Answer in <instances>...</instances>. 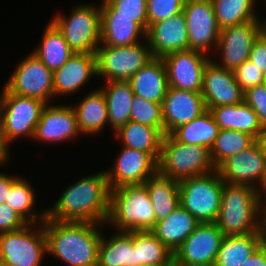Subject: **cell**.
<instances>
[{"instance_id":"cell-1","label":"cell","mask_w":266,"mask_h":266,"mask_svg":"<svg viewBox=\"0 0 266 266\" xmlns=\"http://www.w3.org/2000/svg\"><path fill=\"white\" fill-rule=\"evenodd\" d=\"M110 192L105 170L75 181L49 209L46 217L61 222L106 224L110 208Z\"/></svg>"},{"instance_id":"cell-2","label":"cell","mask_w":266,"mask_h":266,"mask_svg":"<svg viewBox=\"0 0 266 266\" xmlns=\"http://www.w3.org/2000/svg\"><path fill=\"white\" fill-rule=\"evenodd\" d=\"M104 224L61 222L46 217L44 230L48 255L68 266H97L98 249Z\"/></svg>"},{"instance_id":"cell-3","label":"cell","mask_w":266,"mask_h":266,"mask_svg":"<svg viewBox=\"0 0 266 266\" xmlns=\"http://www.w3.org/2000/svg\"><path fill=\"white\" fill-rule=\"evenodd\" d=\"M107 224L117 231H147L154 227V208L145 184L111 189Z\"/></svg>"},{"instance_id":"cell-4","label":"cell","mask_w":266,"mask_h":266,"mask_svg":"<svg viewBox=\"0 0 266 266\" xmlns=\"http://www.w3.org/2000/svg\"><path fill=\"white\" fill-rule=\"evenodd\" d=\"M260 202L257 189L224 183L215 223L225 236L257 233Z\"/></svg>"},{"instance_id":"cell-5","label":"cell","mask_w":266,"mask_h":266,"mask_svg":"<svg viewBox=\"0 0 266 266\" xmlns=\"http://www.w3.org/2000/svg\"><path fill=\"white\" fill-rule=\"evenodd\" d=\"M216 170L205 146L187 145L164 135L158 160V173L177 182Z\"/></svg>"},{"instance_id":"cell-6","label":"cell","mask_w":266,"mask_h":266,"mask_svg":"<svg viewBox=\"0 0 266 266\" xmlns=\"http://www.w3.org/2000/svg\"><path fill=\"white\" fill-rule=\"evenodd\" d=\"M224 183L217 170L181 180L179 204L199 223L216 222Z\"/></svg>"},{"instance_id":"cell-7","label":"cell","mask_w":266,"mask_h":266,"mask_svg":"<svg viewBox=\"0 0 266 266\" xmlns=\"http://www.w3.org/2000/svg\"><path fill=\"white\" fill-rule=\"evenodd\" d=\"M92 4H78L70 15L57 14L51 19L74 53H96L100 45L101 11Z\"/></svg>"},{"instance_id":"cell-8","label":"cell","mask_w":266,"mask_h":266,"mask_svg":"<svg viewBox=\"0 0 266 266\" xmlns=\"http://www.w3.org/2000/svg\"><path fill=\"white\" fill-rule=\"evenodd\" d=\"M45 254L48 251L44 222L0 234V260L7 266H41Z\"/></svg>"},{"instance_id":"cell-9","label":"cell","mask_w":266,"mask_h":266,"mask_svg":"<svg viewBox=\"0 0 266 266\" xmlns=\"http://www.w3.org/2000/svg\"><path fill=\"white\" fill-rule=\"evenodd\" d=\"M144 41L123 47L99 45L96 50L97 76L105 81H128L154 58L147 40Z\"/></svg>"},{"instance_id":"cell-10","label":"cell","mask_w":266,"mask_h":266,"mask_svg":"<svg viewBox=\"0 0 266 266\" xmlns=\"http://www.w3.org/2000/svg\"><path fill=\"white\" fill-rule=\"evenodd\" d=\"M7 140L11 143L20 137L33 138L46 103L31 97L9 92L5 87L0 94Z\"/></svg>"},{"instance_id":"cell-11","label":"cell","mask_w":266,"mask_h":266,"mask_svg":"<svg viewBox=\"0 0 266 266\" xmlns=\"http://www.w3.org/2000/svg\"><path fill=\"white\" fill-rule=\"evenodd\" d=\"M29 54L19 62L4 87L11 93L48 104L54 99L53 71L32 52Z\"/></svg>"},{"instance_id":"cell-12","label":"cell","mask_w":266,"mask_h":266,"mask_svg":"<svg viewBox=\"0 0 266 266\" xmlns=\"http://www.w3.org/2000/svg\"><path fill=\"white\" fill-rule=\"evenodd\" d=\"M265 29L266 19L263 18L220 29L218 45L214 49L216 53L221 51L218 65L234 71L249 59L254 41Z\"/></svg>"},{"instance_id":"cell-13","label":"cell","mask_w":266,"mask_h":266,"mask_svg":"<svg viewBox=\"0 0 266 266\" xmlns=\"http://www.w3.org/2000/svg\"><path fill=\"white\" fill-rule=\"evenodd\" d=\"M224 237L215 222L199 223L174 252V266H213Z\"/></svg>"},{"instance_id":"cell-14","label":"cell","mask_w":266,"mask_h":266,"mask_svg":"<svg viewBox=\"0 0 266 266\" xmlns=\"http://www.w3.org/2000/svg\"><path fill=\"white\" fill-rule=\"evenodd\" d=\"M183 13L189 49L209 56V52L217 48L220 35L211 0H185Z\"/></svg>"},{"instance_id":"cell-15","label":"cell","mask_w":266,"mask_h":266,"mask_svg":"<svg viewBox=\"0 0 266 266\" xmlns=\"http://www.w3.org/2000/svg\"><path fill=\"white\" fill-rule=\"evenodd\" d=\"M265 161L264 148L261 142L256 140L247 149L224 160L216 170L225 183L257 189L264 174Z\"/></svg>"},{"instance_id":"cell-16","label":"cell","mask_w":266,"mask_h":266,"mask_svg":"<svg viewBox=\"0 0 266 266\" xmlns=\"http://www.w3.org/2000/svg\"><path fill=\"white\" fill-rule=\"evenodd\" d=\"M167 71L168 86L180 90L201 92L203 71L208 55L195 50H182L162 57Z\"/></svg>"},{"instance_id":"cell-17","label":"cell","mask_w":266,"mask_h":266,"mask_svg":"<svg viewBox=\"0 0 266 266\" xmlns=\"http://www.w3.org/2000/svg\"><path fill=\"white\" fill-rule=\"evenodd\" d=\"M201 94L207 110L244 101V91L235 80L233 71L218 65L213 59L204 68Z\"/></svg>"},{"instance_id":"cell-18","label":"cell","mask_w":266,"mask_h":266,"mask_svg":"<svg viewBox=\"0 0 266 266\" xmlns=\"http://www.w3.org/2000/svg\"><path fill=\"white\" fill-rule=\"evenodd\" d=\"M118 157L113 169L105 171L110 189L144 184L158 172V162L149 153L122 146Z\"/></svg>"},{"instance_id":"cell-19","label":"cell","mask_w":266,"mask_h":266,"mask_svg":"<svg viewBox=\"0 0 266 266\" xmlns=\"http://www.w3.org/2000/svg\"><path fill=\"white\" fill-rule=\"evenodd\" d=\"M206 110L201 92L168 87L162 101L164 134L170 135L176 128L189 123Z\"/></svg>"},{"instance_id":"cell-20","label":"cell","mask_w":266,"mask_h":266,"mask_svg":"<svg viewBox=\"0 0 266 266\" xmlns=\"http://www.w3.org/2000/svg\"><path fill=\"white\" fill-rule=\"evenodd\" d=\"M80 134L76 114L71 105L51 106V103H48L41 112L32 139L54 144L66 140L72 141Z\"/></svg>"},{"instance_id":"cell-21","label":"cell","mask_w":266,"mask_h":266,"mask_svg":"<svg viewBox=\"0 0 266 266\" xmlns=\"http://www.w3.org/2000/svg\"><path fill=\"white\" fill-rule=\"evenodd\" d=\"M146 40L153 57L162 58L171 52L188 50L189 39L184 13L149 25Z\"/></svg>"},{"instance_id":"cell-22","label":"cell","mask_w":266,"mask_h":266,"mask_svg":"<svg viewBox=\"0 0 266 266\" xmlns=\"http://www.w3.org/2000/svg\"><path fill=\"white\" fill-rule=\"evenodd\" d=\"M94 75L97 76L96 53H74L53 71L54 97L77 92Z\"/></svg>"},{"instance_id":"cell-23","label":"cell","mask_w":266,"mask_h":266,"mask_svg":"<svg viewBox=\"0 0 266 266\" xmlns=\"http://www.w3.org/2000/svg\"><path fill=\"white\" fill-rule=\"evenodd\" d=\"M101 11V41L100 45L130 46L146 39V31L132 17L117 15L105 0H102ZM141 36V37H140ZM140 38V39H139Z\"/></svg>"},{"instance_id":"cell-24","label":"cell","mask_w":266,"mask_h":266,"mask_svg":"<svg viewBox=\"0 0 266 266\" xmlns=\"http://www.w3.org/2000/svg\"><path fill=\"white\" fill-rule=\"evenodd\" d=\"M128 82L136 96L144 100L161 103L166 96L168 79L162 58L154 57L140 68Z\"/></svg>"},{"instance_id":"cell-25","label":"cell","mask_w":266,"mask_h":266,"mask_svg":"<svg viewBox=\"0 0 266 266\" xmlns=\"http://www.w3.org/2000/svg\"><path fill=\"white\" fill-rule=\"evenodd\" d=\"M198 224L196 218L179 205L167 218L157 221L150 231L174 254Z\"/></svg>"},{"instance_id":"cell-26","label":"cell","mask_w":266,"mask_h":266,"mask_svg":"<svg viewBox=\"0 0 266 266\" xmlns=\"http://www.w3.org/2000/svg\"><path fill=\"white\" fill-rule=\"evenodd\" d=\"M219 129L236 130L252 135L259 140L263 132L256 112L244 101L237 105L210 108Z\"/></svg>"},{"instance_id":"cell-27","label":"cell","mask_w":266,"mask_h":266,"mask_svg":"<svg viewBox=\"0 0 266 266\" xmlns=\"http://www.w3.org/2000/svg\"><path fill=\"white\" fill-rule=\"evenodd\" d=\"M98 88L82 98L78 105H72L81 135L97 134L109 125L106 98Z\"/></svg>"},{"instance_id":"cell-28","label":"cell","mask_w":266,"mask_h":266,"mask_svg":"<svg viewBox=\"0 0 266 266\" xmlns=\"http://www.w3.org/2000/svg\"><path fill=\"white\" fill-rule=\"evenodd\" d=\"M122 146L149 153L157 162L161 153L164 133L155 127L130 120L114 132Z\"/></svg>"},{"instance_id":"cell-29","label":"cell","mask_w":266,"mask_h":266,"mask_svg":"<svg viewBox=\"0 0 266 266\" xmlns=\"http://www.w3.org/2000/svg\"><path fill=\"white\" fill-rule=\"evenodd\" d=\"M97 266H136L133 231H116L108 238L102 233Z\"/></svg>"},{"instance_id":"cell-30","label":"cell","mask_w":266,"mask_h":266,"mask_svg":"<svg viewBox=\"0 0 266 266\" xmlns=\"http://www.w3.org/2000/svg\"><path fill=\"white\" fill-rule=\"evenodd\" d=\"M107 82V83H106ZM101 87L108 108V121L113 132L130 121L133 89L128 81H105Z\"/></svg>"},{"instance_id":"cell-31","label":"cell","mask_w":266,"mask_h":266,"mask_svg":"<svg viewBox=\"0 0 266 266\" xmlns=\"http://www.w3.org/2000/svg\"><path fill=\"white\" fill-rule=\"evenodd\" d=\"M144 184L154 208L155 223L167 218L180 205L177 181L157 172Z\"/></svg>"},{"instance_id":"cell-32","label":"cell","mask_w":266,"mask_h":266,"mask_svg":"<svg viewBox=\"0 0 266 266\" xmlns=\"http://www.w3.org/2000/svg\"><path fill=\"white\" fill-rule=\"evenodd\" d=\"M42 37L40 45L33 49L32 53L50 70L55 71L61 68L74 52L68 46L61 31L51 20Z\"/></svg>"},{"instance_id":"cell-33","label":"cell","mask_w":266,"mask_h":266,"mask_svg":"<svg viewBox=\"0 0 266 266\" xmlns=\"http://www.w3.org/2000/svg\"><path fill=\"white\" fill-rule=\"evenodd\" d=\"M261 245L257 233L225 236L214 265L242 266Z\"/></svg>"},{"instance_id":"cell-34","label":"cell","mask_w":266,"mask_h":266,"mask_svg":"<svg viewBox=\"0 0 266 266\" xmlns=\"http://www.w3.org/2000/svg\"><path fill=\"white\" fill-rule=\"evenodd\" d=\"M136 266H174V254L150 231H133Z\"/></svg>"},{"instance_id":"cell-35","label":"cell","mask_w":266,"mask_h":266,"mask_svg":"<svg viewBox=\"0 0 266 266\" xmlns=\"http://www.w3.org/2000/svg\"><path fill=\"white\" fill-rule=\"evenodd\" d=\"M219 126L209 110L187 124L176 128L170 135L178 142L187 145L213 146Z\"/></svg>"},{"instance_id":"cell-36","label":"cell","mask_w":266,"mask_h":266,"mask_svg":"<svg viewBox=\"0 0 266 266\" xmlns=\"http://www.w3.org/2000/svg\"><path fill=\"white\" fill-rule=\"evenodd\" d=\"M220 29L257 20L256 0H211Z\"/></svg>"},{"instance_id":"cell-37","label":"cell","mask_w":266,"mask_h":266,"mask_svg":"<svg viewBox=\"0 0 266 266\" xmlns=\"http://www.w3.org/2000/svg\"><path fill=\"white\" fill-rule=\"evenodd\" d=\"M34 193L32 185L20 176L11 186V191L6 201L28 224L42 223L46 220V209L41 211L42 213L33 209L36 202Z\"/></svg>"},{"instance_id":"cell-38","label":"cell","mask_w":266,"mask_h":266,"mask_svg":"<svg viewBox=\"0 0 266 266\" xmlns=\"http://www.w3.org/2000/svg\"><path fill=\"white\" fill-rule=\"evenodd\" d=\"M256 139L245 132L219 129L218 135L210 149L212 162L217 168L228 157L250 147Z\"/></svg>"},{"instance_id":"cell-39","label":"cell","mask_w":266,"mask_h":266,"mask_svg":"<svg viewBox=\"0 0 266 266\" xmlns=\"http://www.w3.org/2000/svg\"><path fill=\"white\" fill-rule=\"evenodd\" d=\"M130 120L150 127L159 128L164 133L162 104L134 95L131 104Z\"/></svg>"},{"instance_id":"cell-40","label":"cell","mask_w":266,"mask_h":266,"mask_svg":"<svg viewBox=\"0 0 266 266\" xmlns=\"http://www.w3.org/2000/svg\"><path fill=\"white\" fill-rule=\"evenodd\" d=\"M117 15L132 17L145 31L148 29L147 0H105Z\"/></svg>"},{"instance_id":"cell-41","label":"cell","mask_w":266,"mask_h":266,"mask_svg":"<svg viewBox=\"0 0 266 266\" xmlns=\"http://www.w3.org/2000/svg\"><path fill=\"white\" fill-rule=\"evenodd\" d=\"M184 3L185 0H147L148 26L183 12Z\"/></svg>"},{"instance_id":"cell-42","label":"cell","mask_w":266,"mask_h":266,"mask_svg":"<svg viewBox=\"0 0 266 266\" xmlns=\"http://www.w3.org/2000/svg\"><path fill=\"white\" fill-rule=\"evenodd\" d=\"M235 80L243 91L264 84L265 74L249 59L238 66L234 71Z\"/></svg>"},{"instance_id":"cell-43","label":"cell","mask_w":266,"mask_h":266,"mask_svg":"<svg viewBox=\"0 0 266 266\" xmlns=\"http://www.w3.org/2000/svg\"><path fill=\"white\" fill-rule=\"evenodd\" d=\"M244 102L257 114L263 130L266 129V87L264 84L244 91Z\"/></svg>"},{"instance_id":"cell-44","label":"cell","mask_w":266,"mask_h":266,"mask_svg":"<svg viewBox=\"0 0 266 266\" xmlns=\"http://www.w3.org/2000/svg\"><path fill=\"white\" fill-rule=\"evenodd\" d=\"M27 224L7 203L0 204V234L22 229Z\"/></svg>"},{"instance_id":"cell-45","label":"cell","mask_w":266,"mask_h":266,"mask_svg":"<svg viewBox=\"0 0 266 266\" xmlns=\"http://www.w3.org/2000/svg\"><path fill=\"white\" fill-rule=\"evenodd\" d=\"M249 60L266 75V29L254 41Z\"/></svg>"},{"instance_id":"cell-46","label":"cell","mask_w":266,"mask_h":266,"mask_svg":"<svg viewBox=\"0 0 266 266\" xmlns=\"http://www.w3.org/2000/svg\"><path fill=\"white\" fill-rule=\"evenodd\" d=\"M9 143L5 131L4 116L0 106V165L7 162L10 158Z\"/></svg>"},{"instance_id":"cell-47","label":"cell","mask_w":266,"mask_h":266,"mask_svg":"<svg viewBox=\"0 0 266 266\" xmlns=\"http://www.w3.org/2000/svg\"><path fill=\"white\" fill-rule=\"evenodd\" d=\"M19 176H10L0 172V204L6 203L11 191V186L19 179Z\"/></svg>"},{"instance_id":"cell-48","label":"cell","mask_w":266,"mask_h":266,"mask_svg":"<svg viewBox=\"0 0 266 266\" xmlns=\"http://www.w3.org/2000/svg\"><path fill=\"white\" fill-rule=\"evenodd\" d=\"M257 235L261 244L266 246V203L261 201L258 207Z\"/></svg>"},{"instance_id":"cell-49","label":"cell","mask_w":266,"mask_h":266,"mask_svg":"<svg viewBox=\"0 0 266 266\" xmlns=\"http://www.w3.org/2000/svg\"><path fill=\"white\" fill-rule=\"evenodd\" d=\"M242 266H266V246L261 245Z\"/></svg>"},{"instance_id":"cell-50","label":"cell","mask_w":266,"mask_h":266,"mask_svg":"<svg viewBox=\"0 0 266 266\" xmlns=\"http://www.w3.org/2000/svg\"><path fill=\"white\" fill-rule=\"evenodd\" d=\"M258 195L260 197L261 201H264L266 199V161H265V168H264V174L262 177V180L257 188Z\"/></svg>"},{"instance_id":"cell-51","label":"cell","mask_w":266,"mask_h":266,"mask_svg":"<svg viewBox=\"0 0 266 266\" xmlns=\"http://www.w3.org/2000/svg\"><path fill=\"white\" fill-rule=\"evenodd\" d=\"M259 141L261 142V144L264 148L265 154H266V129L263 130Z\"/></svg>"},{"instance_id":"cell-52","label":"cell","mask_w":266,"mask_h":266,"mask_svg":"<svg viewBox=\"0 0 266 266\" xmlns=\"http://www.w3.org/2000/svg\"><path fill=\"white\" fill-rule=\"evenodd\" d=\"M0 266H7L3 261L0 260Z\"/></svg>"},{"instance_id":"cell-53","label":"cell","mask_w":266,"mask_h":266,"mask_svg":"<svg viewBox=\"0 0 266 266\" xmlns=\"http://www.w3.org/2000/svg\"><path fill=\"white\" fill-rule=\"evenodd\" d=\"M264 86L266 87V76H265V80H264Z\"/></svg>"}]
</instances>
